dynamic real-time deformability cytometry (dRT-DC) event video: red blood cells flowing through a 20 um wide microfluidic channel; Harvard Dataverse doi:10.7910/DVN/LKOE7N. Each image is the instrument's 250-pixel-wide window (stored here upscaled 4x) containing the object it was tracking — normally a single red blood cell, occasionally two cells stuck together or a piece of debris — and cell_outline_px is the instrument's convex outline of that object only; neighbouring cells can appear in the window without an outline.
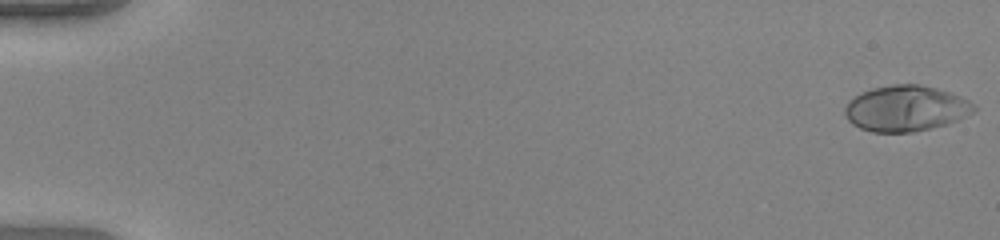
{"species": "human", "species_latin": "Homo sapiens", "temperature_condition": "warm", "stored_images_in_passage": 52, "camera_frame_rate_fps": 3000, "um_per_image_px": 0.085, "donor": {"sex": "female"}, "frame": {"image": 1, "passage_image": 1, "time_ms": 0.0, "image_size_px": [1000, 240], "cell_outline_px": [[976, 108], [972, 112], [956, 120], [944, 124], [912, 132], [872, 132], [860, 128], [852, 124], [848, 120], [844, 112], [844, 108], [848, 100], [860, 92], [872, 88], [892, 84], [916, 84], [936, 88], [948, 92], [968, 100], [976, 104]], "centroid_in_image_um": [76.93, 9.21], "position_along_channel_um": 8.1, "area_um2": 34.22}}
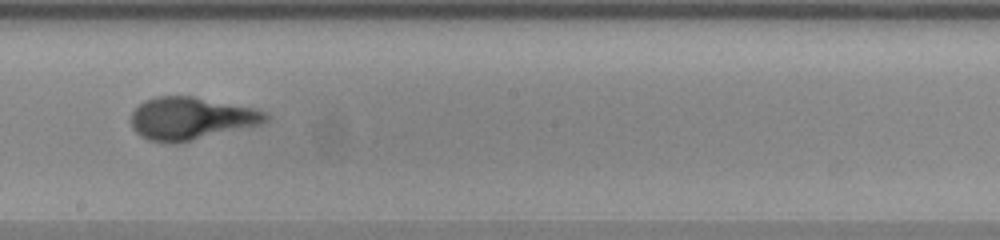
{"frame": {"image": 2, "passage_image": 31, "time_ms": 10.0, "image_size_px": [1000, 240], "cell_outline_px": [[272, 116], [264, 124], [176, 144], [172, 144], [148, 140], [140, 136], [132, 128], [132, 112], [144, 100], [156, 96], [192, 96], [256, 108], [268, 112]], "centroid_in_image_um": [16.29, 10.07], "position_along_channel_um": 231.9, "area_um2": 33.87}}
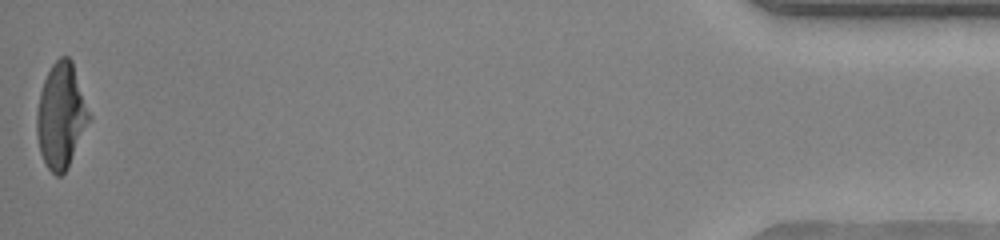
{"frame": {"image": 3, "passage_image": 52, "time_ms": 17.0, "image_size_px": [1000, 240], "cell_outline_px": [[92, 116], [68, 168], [60, 176], [56, 176], [48, 168], [40, 152], [36, 136], [36, 112], [40, 92], [44, 80], [52, 64], [60, 56], [68, 56], [72, 60]], "centroid_in_image_um": [5.2, 9.83], "position_along_channel_um": 430.0, "area_um2": 32.31}, "authors_computed_cell_mechanics": {"area_um2": 32.5414, "velocity_mm_per_s": 4.0539, "shape_relaxation_time_tau1_ms": 4.2718, "shape_relaxation_time_tau2_ms": null, "deformation_change_tau1": 0.2636, "deformation_change_tau2": null}}